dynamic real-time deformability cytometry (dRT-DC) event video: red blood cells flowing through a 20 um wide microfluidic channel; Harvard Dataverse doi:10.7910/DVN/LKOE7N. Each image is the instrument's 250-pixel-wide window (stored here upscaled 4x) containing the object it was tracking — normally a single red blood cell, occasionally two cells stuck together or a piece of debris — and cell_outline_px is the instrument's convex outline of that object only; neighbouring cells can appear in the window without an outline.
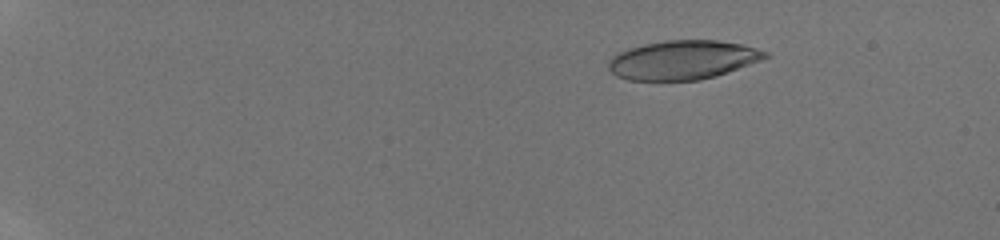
{"species": "human", "species_latin": "Homo sapiens", "temperature_condition": "room temperature", "stored_images_in_passage": 53, "camera_frame_rate_fps": 3000, "um_per_image_px": 0.085, "donor": {"sex": "male"}, "frame": {"image": 1, "passage_image": 10, "time_ms": 3.0, "image_size_px": [1000, 240], "cell_outline_px": [[772, 56], [716, 76], [700, 80], [628, 80], [616, 76], [608, 68], [608, 60], [612, 56], [628, 48], [644, 44], [664, 40], [720, 40], [744, 44], [768, 52]], "centroid_in_image_um": [58.05, 5.09], "position_along_channel_um": 27.0, "area_um2": 35.84}}
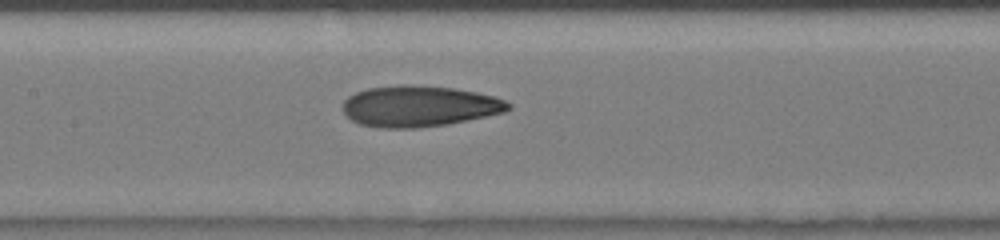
{"frame": {"image": 2, "passage_image": 30, "time_ms": 9.667, "image_size_px": [1000, 240], "cell_outline_px": [[512, 108], [504, 112], [448, 124], [416, 128], [380, 128], [360, 124], [352, 120], [344, 112], [344, 100], [348, 96], [356, 92], [368, 88], [400, 84], [412, 84], [452, 88], [476, 92], [496, 96], [512, 104]], "centroid_in_image_um": [35.65, 9.02], "position_along_channel_um": 171.8, "area_um2": 39.65}}
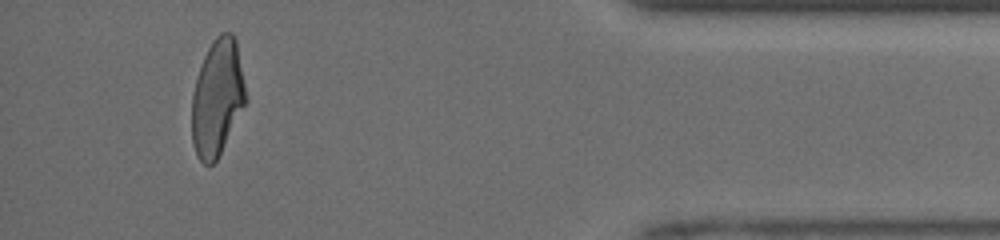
{"frame": {"image": 3, "passage_image": 50, "time_ms": 16.333, "image_size_px": [1000, 240], "cell_outline_px": [[248, 100], [216, 160], [212, 164], [204, 164], [196, 156], [192, 144], [192, 92], [204, 56], [212, 40], [220, 32], [232, 32], [236, 40]], "centroid_in_image_um": [18.47, 8.29], "position_along_channel_um": 416.7, "area_um2": 36.65}, "authors_computed_cell_mechanics": {"area_um2": 37.8012, "velocity_mm_per_s": 4.2558, "shape_relaxation_time_tau1_ms": 5.9302, "shape_relaxation_time_tau2_ms": 1.6038, "deformation_change_tau1": 0.213, "deformation_change_tau2": 0.0925}}